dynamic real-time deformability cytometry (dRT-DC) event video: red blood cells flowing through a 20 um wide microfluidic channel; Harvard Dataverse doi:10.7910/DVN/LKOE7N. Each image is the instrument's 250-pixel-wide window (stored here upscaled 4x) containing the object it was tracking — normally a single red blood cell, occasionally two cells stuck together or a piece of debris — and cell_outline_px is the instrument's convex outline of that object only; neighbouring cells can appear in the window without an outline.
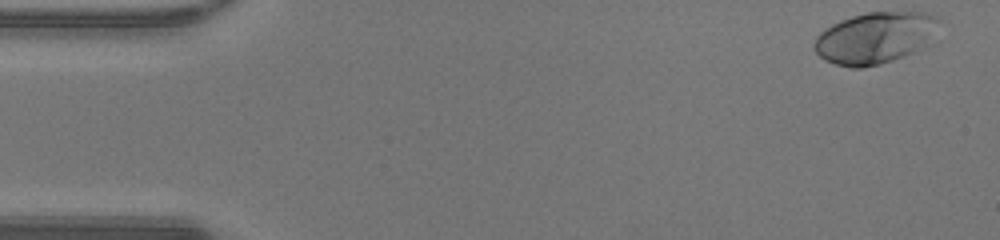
{"species": "human", "species_latin": "Homo sapiens", "temperature_condition": "warm", "stored_images_in_passage": 46, "camera_frame_rate_fps": 3000, "um_per_image_px": 0.085, "donor": {"sex": "male"}, "frame": {"image": 1, "passage_image": 1, "time_ms": 0.0, "image_size_px": [1000, 240], "cell_outline_px": [[940, 20], [924, 48], [904, 56], [880, 64], [860, 68], [852, 68], [836, 64], [824, 60], [812, 48], [812, 44], [816, 36], [820, 32], [832, 24], [840, 20], [852, 16], [868, 12], [924, 12], [936, 16]], "centroid_in_image_um": [74.34, 3.22], "position_along_channel_um": 10.7, "area_um2": 37.4}}
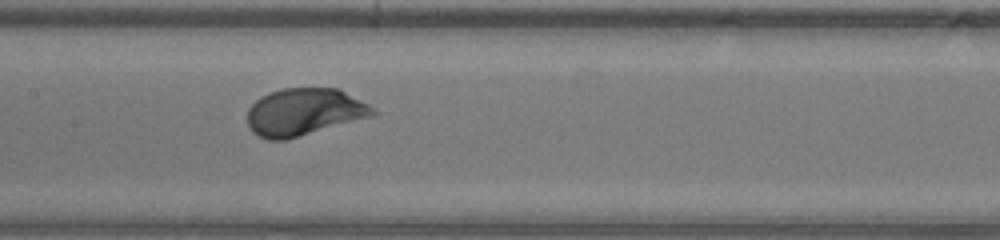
{"frame": {"image": 2, "passage_image": 22, "time_ms": 7.0, "image_size_px": [1000, 240], "cell_outline_px": [[380, 112], [372, 116], [284, 140], [268, 140], [252, 132], [248, 124], [248, 108], [260, 96], [268, 92], [284, 88], [340, 88], [368, 104]], "centroid_in_image_um": [25.85, 9.5], "position_along_channel_um": 181.5, "area_um2": 34.51}}
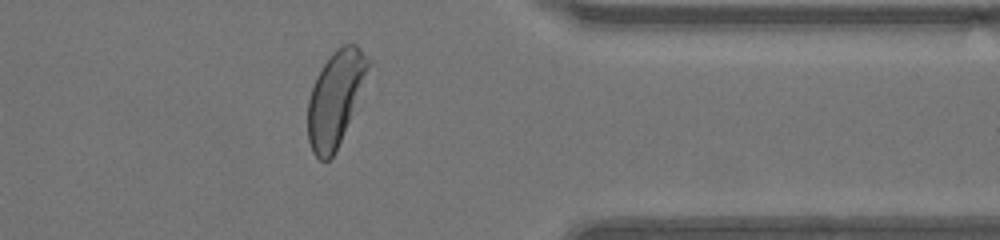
{"frame": {"image": 3, "passage_image": 37, "time_ms": 12.0, "image_size_px": [1000, 240], "cell_outline_px": [[372, 60], [336, 152], [328, 160], [320, 160], [312, 152], [308, 140], [308, 100], [316, 76], [324, 64], [344, 44], [356, 44]], "centroid_in_image_um": [28.49, 8.38], "position_along_channel_um": 382.9, "area_um2": 32.31}, "authors_computed_cell_mechanics": {"area_um2": 34.5933, "velocity_mm_per_s": 4.3122, "shape_relaxation_time_tau1_ms": 1.3607, "shape_relaxation_time_tau2_ms": null, "deformation_change_tau1": 0.1425, "deformation_change_tau2": null}}